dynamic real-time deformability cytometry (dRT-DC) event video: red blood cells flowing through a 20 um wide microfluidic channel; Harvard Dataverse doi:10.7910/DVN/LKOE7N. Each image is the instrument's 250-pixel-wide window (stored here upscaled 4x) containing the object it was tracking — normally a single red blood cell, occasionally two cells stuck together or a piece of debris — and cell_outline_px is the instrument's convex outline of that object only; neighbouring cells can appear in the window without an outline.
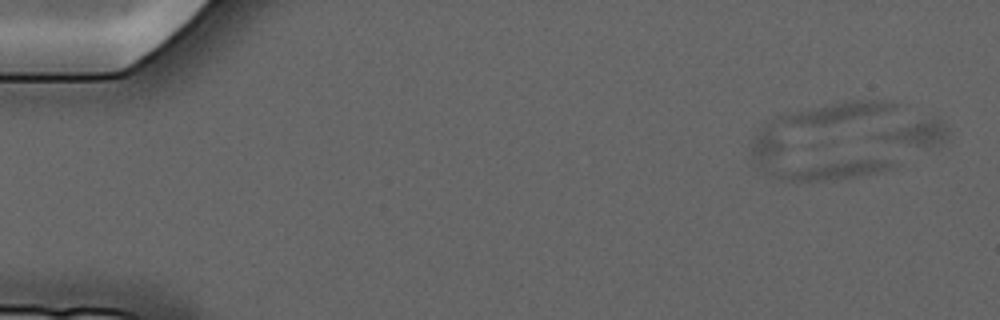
{"species": "common noctule bat (a hibernating species)", "species_latin": "Nyctalus noctula", "temperature_condition": "cold", "stored_images_in_passage": 4, "camera_frame_rate_fps": 3000, "um_per_image_px": 0.085, "animal": {"sex": "male", "forearm_length_mm": 52.5}, "frame": {"image": 1, "passage_image": 1, "time_ms": 0.0, "image_size_px": [1000, 320], "cell_outline_px": [[948, 140], [940, 144], [928, 148], [888, 144], [864, 136], [884, 128], [924, 120], [940, 120], [948, 128]], "centroid_in_image_um": [77.66, 11.41], "position_along_channel_um": 7.3, "area_um2": 11.39}}